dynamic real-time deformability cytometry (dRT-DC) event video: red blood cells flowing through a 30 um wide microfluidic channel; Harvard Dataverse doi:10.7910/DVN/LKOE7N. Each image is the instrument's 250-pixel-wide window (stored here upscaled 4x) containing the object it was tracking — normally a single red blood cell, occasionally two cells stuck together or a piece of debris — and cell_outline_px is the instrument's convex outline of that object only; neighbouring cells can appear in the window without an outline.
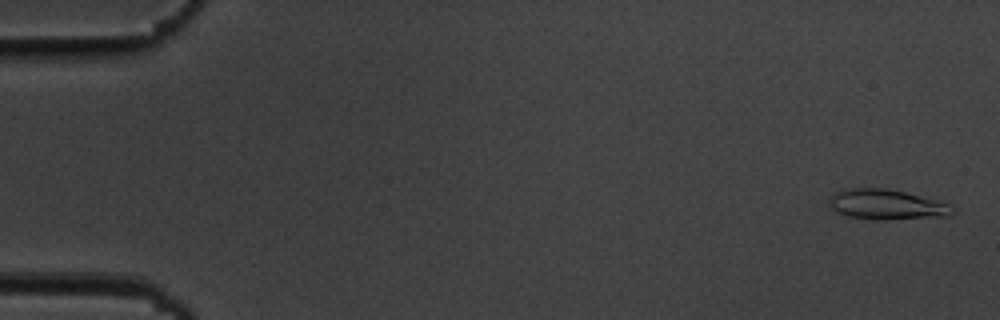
{"species": "common noctule bat (a hibernating species)", "species_latin": "Nyctalus noctula", "temperature_condition": "cold", "stored_images_in_passage": 55, "camera_frame_rate_fps": 3000, "um_per_image_px": 0.085, "animal": {"sex": "male", "body_mass_g": 19.5, "forearm_length_mm": 54.6}, "frame": {"image": 1, "passage_image": 2, "time_ms": 0.333, "image_size_px": [1000, 320], "cell_outline_px": [[956, 212], [948, 216], [888, 220], [876, 220], [848, 216], [836, 212], [828, 208], [828, 200], [840, 188], [888, 188], [904, 192], [948, 204], [956, 208]], "centroid_in_image_um": [75.31, 17.39], "position_along_channel_um": 9.7, "area_um2": 21.91}}
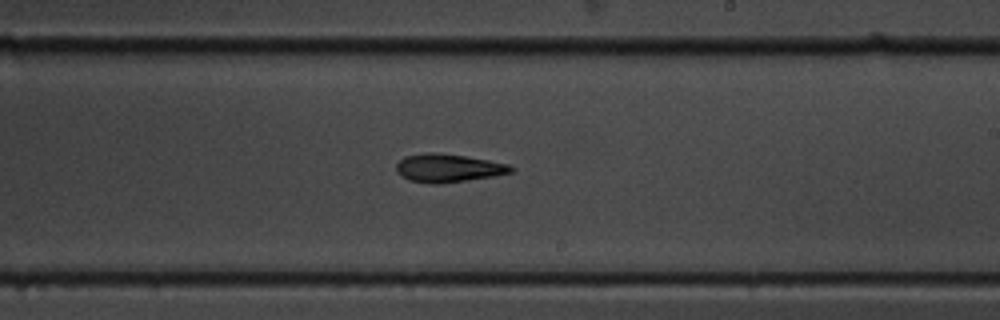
{"frame": {"image": 2, "passage_image": 33, "time_ms": 10.667, "image_size_px": [1000, 320], "cell_outline_px": [[516, 168], [512, 172], [492, 176], [468, 180], [440, 184], [432, 184], [408, 180], [400, 176], [396, 172], [396, 164], [404, 156], [424, 152], [432, 152], [464, 156], [488, 160], [508, 164]], "centroid_in_image_um": [38.05, 14.29], "position_along_channel_um": 250.9, "area_um2": 18.96}}
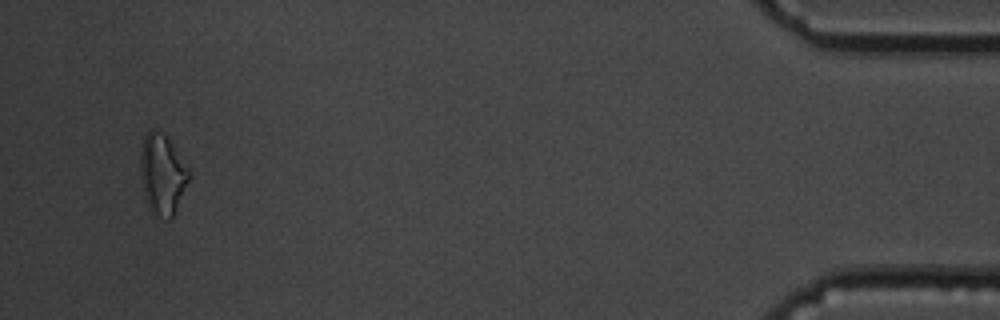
{"frame": {"image": 3, "passage_image": 53, "time_ms": 17.333, "image_size_px": [1000, 320], "cell_outline_px": [[188, 180], [176, 208], [172, 216], [168, 220], [152, 216], [148, 208], [144, 196], [140, 180], [140, 148], [144, 136], [148, 128], [152, 128], [164, 132], [188, 168]], "centroid_in_image_um": [13.73, 14.8], "position_along_channel_um": 421.5, "area_um2": 22.95}, "authors_computed_cell_mechanics": {"area_um2": 19.3052, "velocity_mm_per_s": 3.6626, "shape_relaxation_time_tau1_ms": 4.1092, "shape_relaxation_time_tau2_ms": 6.3148, "deformation_change_tau1": 0.1164, "deformation_change_tau2": 0.1768}}